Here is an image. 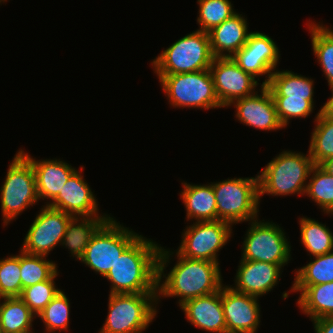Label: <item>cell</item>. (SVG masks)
<instances>
[{"instance_id": "obj_19", "label": "cell", "mask_w": 333, "mask_h": 333, "mask_svg": "<svg viewBox=\"0 0 333 333\" xmlns=\"http://www.w3.org/2000/svg\"><path fill=\"white\" fill-rule=\"evenodd\" d=\"M185 318L196 328L212 333H227L222 306V288L212 294L199 296L180 305Z\"/></svg>"}, {"instance_id": "obj_6", "label": "cell", "mask_w": 333, "mask_h": 333, "mask_svg": "<svg viewBox=\"0 0 333 333\" xmlns=\"http://www.w3.org/2000/svg\"><path fill=\"white\" fill-rule=\"evenodd\" d=\"M157 293L109 294L108 315L99 333H142L157 316Z\"/></svg>"}, {"instance_id": "obj_3", "label": "cell", "mask_w": 333, "mask_h": 333, "mask_svg": "<svg viewBox=\"0 0 333 333\" xmlns=\"http://www.w3.org/2000/svg\"><path fill=\"white\" fill-rule=\"evenodd\" d=\"M308 154L286 150L275 156L258 172L259 198L262 195H305L309 174L314 166Z\"/></svg>"}, {"instance_id": "obj_11", "label": "cell", "mask_w": 333, "mask_h": 333, "mask_svg": "<svg viewBox=\"0 0 333 333\" xmlns=\"http://www.w3.org/2000/svg\"><path fill=\"white\" fill-rule=\"evenodd\" d=\"M138 236V233L111 217L92 237L80 261L105 277L123 251Z\"/></svg>"}, {"instance_id": "obj_22", "label": "cell", "mask_w": 333, "mask_h": 333, "mask_svg": "<svg viewBox=\"0 0 333 333\" xmlns=\"http://www.w3.org/2000/svg\"><path fill=\"white\" fill-rule=\"evenodd\" d=\"M183 191L180 197L184 203L187 221L195 222L217 221V206L214 190L211 184H189L182 182Z\"/></svg>"}, {"instance_id": "obj_13", "label": "cell", "mask_w": 333, "mask_h": 333, "mask_svg": "<svg viewBox=\"0 0 333 333\" xmlns=\"http://www.w3.org/2000/svg\"><path fill=\"white\" fill-rule=\"evenodd\" d=\"M72 218V215L44 205L30 225L21 250L48 257L50 251L61 245L67 224Z\"/></svg>"}, {"instance_id": "obj_7", "label": "cell", "mask_w": 333, "mask_h": 333, "mask_svg": "<svg viewBox=\"0 0 333 333\" xmlns=\"http://www.w3.org/2000/svg\"><path fill=\"white\" fill-rule=\"evenodd\" d=\"M217 220L230 223L252 221L258 218L260 198L258 175L250 178H231L213 182Z\"/></svg>"}, {"instance_id": "obj_10", "label": "cell", "mask_w": 333, "mask_h": 333, "mask_svg": "<svg viewBox=\"0 0 333 333\" xmlns=\"http://www.w3.org/2000/svg\"><path fill=\"white\" fill-rule=\"evenodd\" d=\"M249 224L251 226L244 237L241 260L273 263L281 268L287 265L291 260V245L283 228L259 218Z\"/></svg>"}, {"instance_id": "obj_2", "label": "cell", "mask_w": 333, "mask_h": 333, "mask_svg": "<svg viewBox=\"0 0 333 333\" xmlns=\"http://www.w3.org/2000/svg\"><path fill=\"white\" fill-rule=\"evenodd\" d=\"M160 245L139 235L104 277L110 294L157 293V261Z\"/></svg>"}, {"instance_id": "obj_37", "label": "cell", "mask_w": 333, "mask_h": 333, "mask_svg": "<svg viewBox=\"0 0 333 333\" xmlns=\"http://www.w3.org/2000/svg\"><path fill=\"white\" fill-rule=\"evenodd\" d=\"M239 67L246 73L251 74L258 81L260 76H266L265 80L260 85H267L270 76L275 71L267 62L260 61V57L246 56V53L240 49L231 57Z\"/></svg>"}, {"instance_id": "obj_30", "label": "cell", "mask_w": 333, "mask_h": 333, "mask_svg": "<svg viewBox=\"0 0 333 333\" xmlns=\"http://www.w3.org/2000/svg\"><path fill=\"white\" fill-rule=\"evenodd\" d=\"M311 261L295 269L292 286H311L333 282V251L310 258Z\"/></svg>"}, {"instance_id": "obj_36", "label": "cell", "mask_w": 333, "mask_h": 333, "mask_svg": "<svg viewBox=\"0 0 333 333\" xmlns=\"http://www.w3.org/2000/svg\"><path fill=\"white\" fill-rule=\"evenodd\" d=\"M20 254L0 259V298L21 296Z\"/></svg>"}, {"instance_id": "obj_31", "label": "cell", "mask_w": 333, "mask_h": 333, "mask_svg": "<svg viewBox=\"0 0 333 333\" xmlns=\"http://www.w3.org/2000/svg\"><path fill=\"white\" fill-rule=\"evenodd\" d=\"M306 195L319 206L324 214L333 215V176L319 165H314L311 169Z\"/></svg>"}, {"instance_id": "obj_18", "label": "cell", "mask_w": 333, "mask_h": 333, "mask_svg": "<svg viewBox=\"0 0 333 333\" xmlns=\"http://www.w3.org/2000/svg\"><path fill=\"white\" fill-rule=\"evenodd\" d=\"M282 268L273 263L240 260L232 288L240 293L262 297L277 286Z\"/></svg>"}, {"instance_id": "obj_4", "label": "cell", "mask_w": 333, "mask_h": 333, "mask_svg": "<svg viewBox=\"0 0 333 333\" xmlns=\"http://www.w3.org/2000/svg\"><path fill=\"white\" fill-rule=\"evenodd\" d=\"M314 80L289 70H275L266 85L279 121L285 127L292 118H306L314 109Z\"/></svg>"}, {"instance_id": "obj_33", "label": "cell", "mask_w": 333, "mask_h": 333, "mask_svg": "<svg viewBox=\"0 0 333 333\" xmlns=\"http://www.w3.org/2000/svg\"><path fill=\"white\" fill-rule=\"evenodd\" d=\"M197 4L199 5L197 30L206 33L237 13L230 0H197Z\"/></svg>"}, {"instance_id": "obj_40", "label": "cell", "mask_w": 333, "mask_h": 333, "mask_svg": "<svg viewBox=\"0 0 333 333\" xmlns=\"http://www.w3.org/2000/svg\"><path fill=\"white\" fill-rule=\"evenodd\" d=\"M319 166L333 176V156L321 162Z\"/></svg>"}, {"instance_id": "obj_32", "label": "cell", "mask_w": 333, "mask_h": 333, "mask_svg": "<svg viewBox=\"0 0 333 333\" xmlns=\"http://www.w3.org/2000/svg\"><path fill=\"white\" fill-rule=\"evenodd\" d=\"M44 323L47 333H59L68 330L70 320V301L62 290L52 299V301L38 314Z\"/></svg>"}, {"instance_id": "obj_17", "label": "cell", "mask_w": 333, "mask_h": 333, "mask_svg": "<svg viewBox=\"0 0 333 333\" xmlns=\"http://www.w3.org/2000/svg\"><path fill=\"white\" fill-rule=\"evenodd\" d=\"M83 166L76 170L68 179L58 196L48 204L73 217L110 216L98 214V202L92 189L82 176Z\"/></svg>"}, {"instance_id": "obj_20", "label": "cell", "mask_w": 333, "mask_h": 333, "mask_svg": "<svg viewBox=\"0 0 333 333\" xmlns=\"http://www.w3.org/2000/svg\"><path fill=\"white\" fill-rule=\"evenodd\" d=\"M19 152L33 166L39 200L51 199L46 202V205L58 196L70 176L77 170L60 159L36 160L25 153L23 149H20Z\"/></svg>"}, {"instance_id": "obj_26", "label": "cell", "mask_w": 333, "mask_h": 333, "mask_svg": "<svg viewBox=\"0 0 333 333\" xmlns=\"http://www.w3.org/2000/svg\"><path fill=\"white\" fill-rule=\"evenodd\" d=\"M311 35L314 56L323 70L328 85L333 88V30L322 23L307 24Z\"/></svg>"}, {"instance_id": "obj_8", "label": "cell", "mask_w": 333, "mask_h": 333, "mask_svg": "<svg viewBox=\"0 0 333 333\" xmlns=\"http://www.w3.org/2000/svg\"><path fill=\"white\" fill-rule=\"evenodd\" d=\"M157 76L168 102L175 108L188 107L205 110L223 108L216 96L213 77L209 69Z\"/></svg>"}, {"instance_id": "obj_38", "label": "cell", "mask_w": 333, "mask_h": 333, "mask_svg": "<svg viewBox=\"0 0 333 333\" xmlns=\"http://www.w3.org/2000/svg\"><path fill=\"white\" fill-rule=\"evenodd\" d=\"M315 333H333V316L312 320Z\"/></svg>"}, {"instance_id": "obj_25", "label": "cell", "mask_w": 333, "mask_h": 333, "mask_svg": "<svg viewBox=\"0 0 333 333\" xmlns=\"http://www.w3.org/2000/svg\"><path fill=\"white\" fill-rule=\"evenodd\" d=\"M36 317L20 297L0 298L1 333H34L32 322Z\"/></svg>"}, {"instance_id": "obj_16", "label": "cell", "mask_w": 333, "mask_h": 333, "mask_svg": "<svg viewBox=\"0 0 333 333\" xmlns=\"http://www.w3.org/2000/svg\"><path fill=\"white\" fill-rule=\"evenodd\" d=\"M252 95L233 101L236 119L244 125L265 131L284 128L279 121L276 106L266 85H261ZM261 90V91H260Z\"/></svg>"}, {"instance_id": "obj_34", "label": "cell", "mask_w": 333, "mask_h": 333, "mask_svg": "<svg viewBox=\"0 0 333 333\" xmlns=\"http://www.w3.org/2000/svg\"><path fill=\"white\" fill-rule=\"evenodd\" d=\"M58 275L59 273L57 271L49 280H45L23 289L20 298L36 316H38V314L61 291V289L56 287L54 281Z\"/></svg>"}, {"instance_id": "obj_23", "label": "cell", "mask_w": 333, "mask_h": 333, "mask_svg": "<svg viewBox=\"0 0 333 333\" xmlns=\"http://www.w3.org/2000/svg\"><path fill=\"white\" fill-rule=\"evenodd\" d=\"M290 292H299L297 305L311 321L333 316V282L311 286H292Z\"/></svg>"}, {"instance_id": "obj_1", "label": "cell", "mask_w": 333, "mask_h": 333, "mask_svg": "<svg viewBox=\"0 0 333 333\" xmlns=\"http://www.w3.org/2000/svg\"><path fill=\"white\" fill-rule=\"evenodd\" d=\"M174 253L178 260L168 274H165L164 270ZM222 280L219 263L188 259L177 251L160 247L157 261V302L161 296L164 298L175 296L180 297L178 301L180 306L189 299L219 291L224 285Z\"/></svg>"}, {"instance_id": "obj_35", "label": "cell", "mask_w": 333, "mask_h": 333, "mask_svg": "<svg viewBox=\"0 0 333 333\" xmlns=\"http://www.w3.org/2000/svg\"><path fill=\"white\" fill-rule=\"evenodd\" d=\"M246 56L260 57V61L267 62L274 70L280 58V51L274 40L265 33L251 32L246 44L241 48Z\"/></svg>"}, {"instance_id": "obj_21", "label": "cell", "mask_w": 333, "mask_h": 333, "mask_svg": "<svg viewBox=\"0 0 333 333\" xmlns=\"http://www.w3.org/2000/svg\"><path fill=\"white\" fill-rule=\"evenodd\" d=\"M247 19L239 13L222 22L208 32L210 48L214 58H231L247 42Z\"/></svg>"}, {"instance_id": "obj_39", "label": "cell", "mask_w": 333, "mask_h": 333, "mask_svg": "<svg viewBox=\"0 0 333 333\" xmlns=\"http://www.w3.org/2000/svg\"><path fill=\"white\" fill-rule=\"evenodd\" d=\"M331 90V98L324 103L319 112H322L325 116L333 119V88Z\"/></svg>"}, {"instance_id": "obj_27", "label": "cell", "mask_w": 333, "mask_h": 333, "mask_svg": "<svg viewBox=\"0 0 333 333\" xmlns=\"http://www.w3.org/2000/svg\"><path fill=\"white\" fill-rule=\"evenodd\" d=\"M301 243L310 257L320 256L333 251V233L326 224L318 220L300 217Z\"/></svg>"}, {"instance_id": "obj_5", "label": "cell", "mask_w": 333, "mask_h": 333, "mask_svg": "<svg viewBox=\"0 0 333 333\" xmlns=\"http://www.w3.org/2000/svg\"><path fill=\"white\" fill-rule=\"evenodd\" d=\"M213 59L209 34L196 30L163 50L151 66L156 75H174L207 70Z\"/></svg>"}, {"instance_id": "obj_14", "label": "cell", "mask_w": 333, "mask_h": 333, "mask_svg": "<svg viewBox=\"0 0 333 333\" xmlns=\"http://www.w3.org/2000/svg\"><path fill=\"white\" fill-rule=\"evenodd\" d=\"M209 70L216 96L226 108L233 101L255 93L259 85L258 80L244 72L232 58H214Z\"/></svg>"}, {"instance_id": "obj_12", "label": "cell", "mask_w": 333, "mask_h": 333, "mask_svg": "<svg viewBox=\"0 0 333 333\" xmlns=\"http://www.w3.org/2000/svg\"><path fill=\"white\" fill-rule=\"evenodd\" d=\"M232 227L222 220L193 222L182 232L181 244L175 251L188 259L219 263L218 252L231 238Z\"/></svg>"}, {"instance_id": "obj_29", "label": "cell", "mask_w": 333, "mask_h": 333, "mask_svg": "<svg viewBox=\"0 0 333 333\" xmlns=\"http://www.w3.org/2000/svg\"><path fill=\"white\" fill-rule=\"evenodd\" d=\"M21 294L24 288L49 280L57 271L58 266L46 256L33 255L20 251Z\"/></svg>"}, {"instance_id": "obj_24", "label": "cell", "mask_w": 333, "mask_h": 333, "mask_svg": "<svg viewBox=\"0 0 333 333\" xmlns=\"http://www.w3.org/2000/svg\"><path fill=\"white\" fill-rule=\"evenodd\" d=\"M110 218L111 216L73 217L67 224L61 245L68 248L71 256L79 261L92 237Z\"/></svg>"}, {"instance_id": "obj_28", "label": "cell", "mask_w": 333, "mask_h": 333, "mask_svg": "<svg viewBox=\"0 0 333 333\" xmlns=\"http://www.w3.org/2000/svg\"><path fill=\"white\" fill-rule=\"evenodd\" d=\"M314 122L308 150L314 165H319L333 156V119L318 112Z\"/></svg>"}, {"instance_id": "obj_41", "label": "cell", "mask_w": 333, "mask_h": 333, "mask_svg": "<svg viewBox=\"0 0 333 333\" xmlns=\"http://www.w3.org/2000/svg\"><path fill=\"white\" fill-rule=\"evenodd\" d=\"M4 2H7V0H0V4L4 3Z\"/></svg>"}, {"instance_id": "obj_15", "label": "cell", "mask_w": 333, "mask_h": 333, "mask_svg": "<svg viewBox=\"0 0 333 333\" xmlns=\"http://www.w3.org/2000/svg\"><path fill=\"white\" fill-rule=\"evenodd\" d=\"M259 297L222 286V306L227 333H257L260 325Z\"/></svg>"}, {"instance_id": "obj_9", "label": "cell", "mask_w": 333, "mask_h": 333, "mask_svg": "<svg viewBox=\"0 0 333 333\" xmlns=\"http://www.w3.org/2000/svg\"><path fill=\"white\" fill-rule=\"evenodd\" d=\"M0 196L3 226L39 201L33 166L19 151L9 164Z\"/></svg>"}]
</instances>
